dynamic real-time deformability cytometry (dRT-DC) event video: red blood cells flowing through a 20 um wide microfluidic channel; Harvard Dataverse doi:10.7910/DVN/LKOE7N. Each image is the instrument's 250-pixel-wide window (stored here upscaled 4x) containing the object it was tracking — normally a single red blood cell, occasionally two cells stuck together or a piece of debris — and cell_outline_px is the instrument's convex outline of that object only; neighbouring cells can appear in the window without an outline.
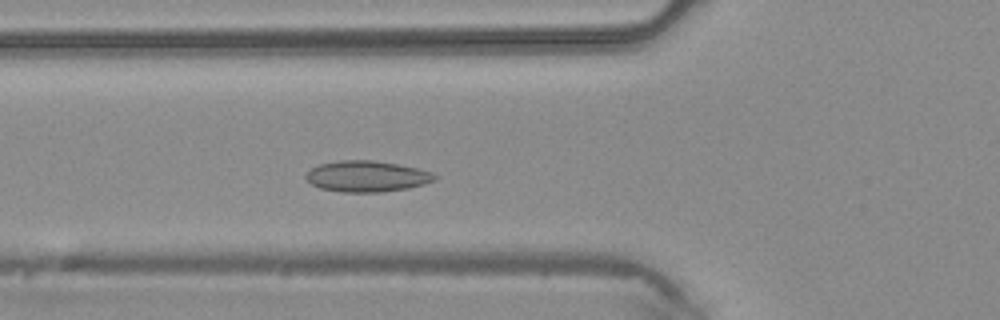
{"species": "common noctule bat (a hibernating species)", "species_latin": "Nyctalus noctula", "temperature_condition": "warm", "stored_images_in_passage": 35, "camera_frame_rate_fps": 3000, "um_per_image_px": 0.085, "animal": {"sex": "male", "body_mass_g": 20.4}, "frame": {"image": 1, "passage_image": 12, "time_ms": 3.667, "image_size_px": [1000, 320], "cell_outline_px": [[440, 176], [436, 180], [424, 184], [408, 188], [380, 192], [344, 192], [320, 188], [312, 184], [304, 176], [312, 168], [320, 164], [340, 160], [372, 160], [420, 168], [432, 172]], "centroid_in_image_um": [31.23, 14.98], "position_along_channel_um": 94.6, "area_um2": 23.29}}
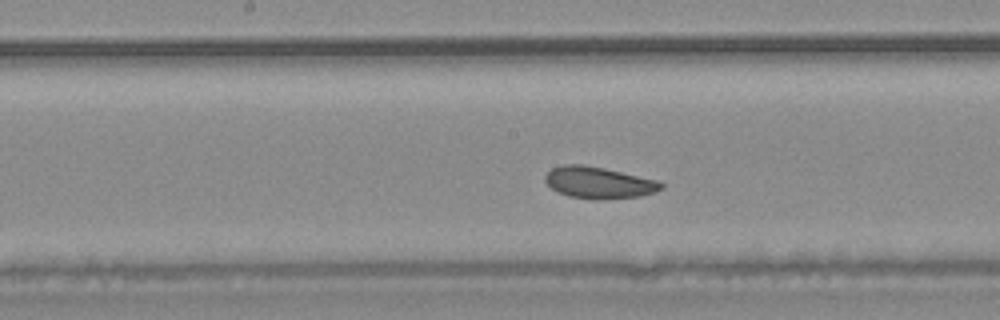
{"frame": {"image": 2, "passage_image": 19, "time_ms": 6.0, "image_size_px": [1000, 320], "cell_outline_px": [[664, 188], [656, 192], [640, 196], [600, 200], [596, 200], [568, 196], [556, 192], [544, 180], [544, 176], [552, 168], [564, 164], [584, 164], [604, 168], [660, 180], [664, 184]], "centroid_in_image_um": [50.92, 15.53], "position_along_channel_um": 197.3, "area_um2": 21.73}}
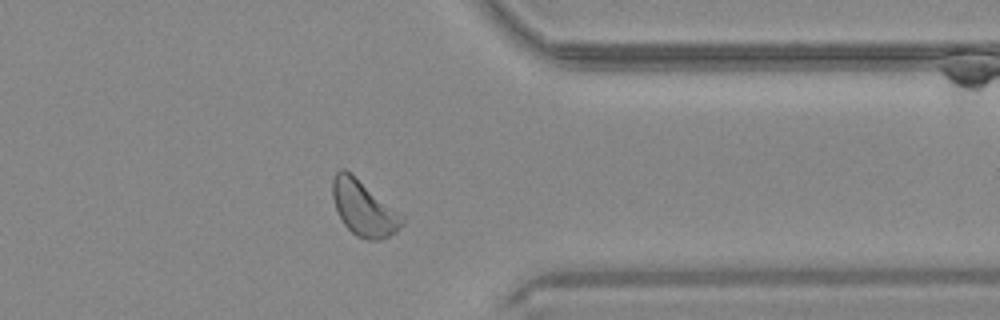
{"frame": {"image": 3, "passage_image": 32, "time_ms": 10.333, "image_size_px": [1000, 320], "cell_outline_px": [[404, 224], [396, 232], [380, 240], [368, 240], [356, 236], [344, 224], [336, 208], [332, 196], [332, 180], [336, 172], [340, 168], [344, 168], [404, 216]], "centroid_in_image_um": [30.92, 17.72], "position_along_channel_um": 380.5, "area_um2": 22.08}}